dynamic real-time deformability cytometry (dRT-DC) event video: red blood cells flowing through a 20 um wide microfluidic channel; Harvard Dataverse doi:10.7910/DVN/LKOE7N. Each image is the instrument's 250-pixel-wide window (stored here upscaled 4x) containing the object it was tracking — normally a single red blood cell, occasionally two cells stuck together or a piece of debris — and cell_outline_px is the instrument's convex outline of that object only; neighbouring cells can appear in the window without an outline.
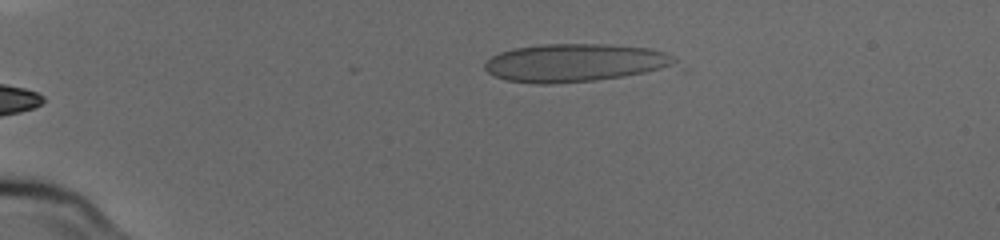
{"species": "human", "species_latin": "Homo sapiens", "temperature_condition": "cold", "stored_images_in_passage": 9, "camera_frame_rate_fps": 3000, "um_per_image_px": 0.085, "donor": {"sex": "male"}, "frame": {"image": 1, "passage_image": 2, "time_ms": 0.333, "image_size_px": [1000, 240], "cell_outline_px": [[680, 64], [644, 72], [624, 76], [592, 80], [552, 84], [536, 84], [504, 80], [488, 72], [484, 68], [484, 64], [492, 56], [500, 52], [512, 48], [540, 44], [612, 44], [648, 48], [664, 52], [672, 56]], "centroid_in_image_um": [48.83, 5.33], "position_along_channel_um": 36.2, "area_um2": 42.14}}